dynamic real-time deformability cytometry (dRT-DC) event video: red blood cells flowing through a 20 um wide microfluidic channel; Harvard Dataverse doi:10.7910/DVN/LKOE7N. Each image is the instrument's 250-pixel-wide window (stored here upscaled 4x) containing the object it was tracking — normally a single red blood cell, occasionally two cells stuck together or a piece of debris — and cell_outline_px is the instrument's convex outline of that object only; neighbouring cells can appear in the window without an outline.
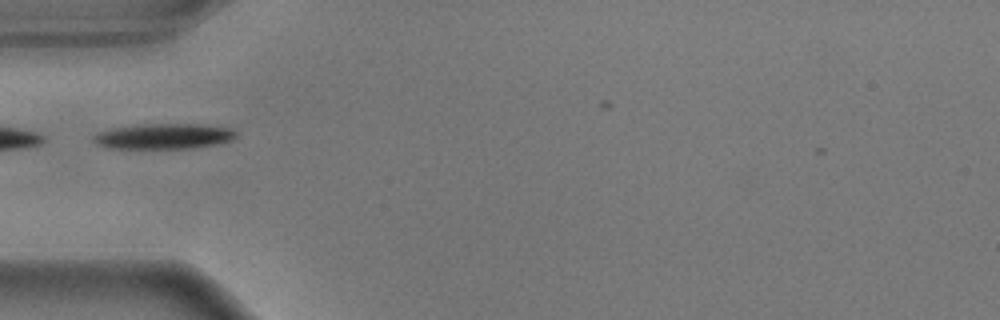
{"species": "common noctule bat (a hibernating species)", "species_latin": "Nyctalus noctula", "temperature_condition": "warm", "stored_images_in_passage": 34, "camera_frame_rate_fps": 3000, "um_per_image_px": 0.085, "animal": {"sex": "male", "body_mass_g": 17.9}, "frame": {"image": 1, "passage_image": 1, "time_ms": 0.0, "image_size_px": [1000, 320], "cell_outline_px": [[236, 136], [232, 140], [216, 144], [188, 148], [104, 148], [96, 144], [92, 140], [92, 136], [96, 132], [112, 128], [136, 124], [208, 124], [232, 128], [236, 132]], "centroid_in_image_um": [13.88, 11.57], "position_along_channel_um": 71.1, "area_um2": 21.44}}